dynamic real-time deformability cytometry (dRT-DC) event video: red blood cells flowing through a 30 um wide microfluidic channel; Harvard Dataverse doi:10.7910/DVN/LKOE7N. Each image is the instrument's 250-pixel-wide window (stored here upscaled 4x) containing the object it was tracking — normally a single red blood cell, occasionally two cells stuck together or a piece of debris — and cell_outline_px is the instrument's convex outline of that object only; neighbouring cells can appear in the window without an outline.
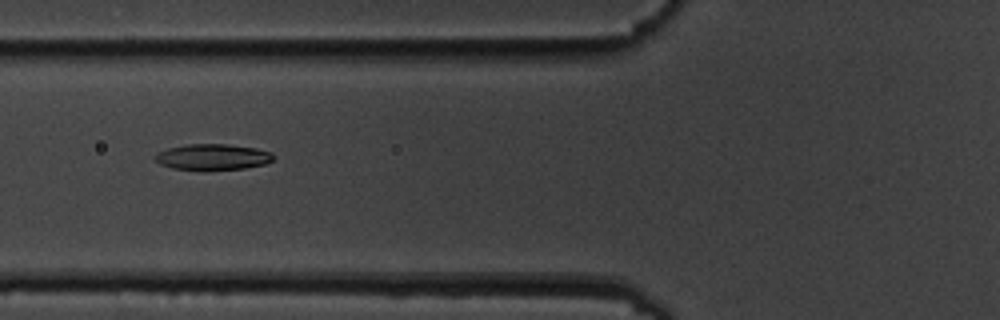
{"species": "common noctule bat (a hibernating species)", "species_latin": "Nyctalus noctula", "temperature_condition": "cold", "stored_images_in_passage": 6, "camera_frame_rate_fps": 3000, "um_per_image_px": 0.085, "animal": {"sex": "male", "body_mass_g": 19.5, "forearm_length_mm": 54.6}, "frame": {"image": 1, "passage_image": 2, "time_ms": 1.0, "image_size_px": [1000, 320], "cell_outline_px": [[272, 160], [264, 164], [244, 168], [204, 172], [172, 168], [160, 164], [156, 160], [156, 152], [168, 148], [188, 144], [228, 144], [256, 148], [272, 152]], "centroid_in_image_um": [18.05, 13.36], "position_along_channel_um": 107.8, "area_um2": 18.26}}
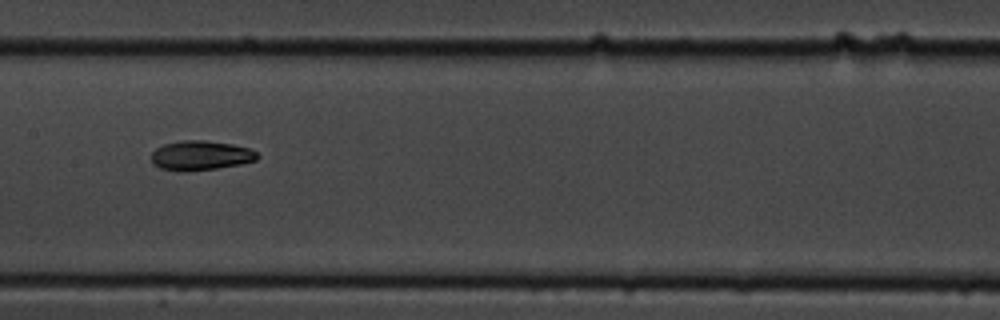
{"frame": {"image": 2, "passage_image": 4, "time_ms": 3.333, "image_size_px": [1000, 320], "cell_outline_px": [[260, 156], [256, 160], [240, 164], [216, 168], [184, 172], [180, 172], [160, 168], [152, 164], [152, 152], [156, 148], [164, 144], [184, 140], [204, 140], [232, 144], [248, 148], [256, 152]], "centroid_in_image_um": [17.03, 13.22], "position_along_channel_um": 190.4, "area_um2": 18.26}}
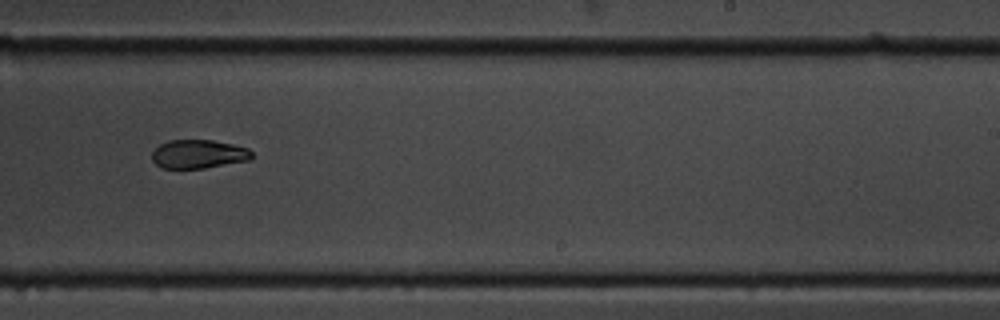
{"frame": {"image": 3, "passage_image": 6, "time_ms": 5.667, "image_size_px": [1000, 320], "cell_outline_px": [[252, 156], [248, 160], [204, 168], [160, 168], [152, 160], [152, 152], [160, 144], [168, 140], [212, 140], [232, 144], [248, 148], [252, 152]], "centroid_in_image_um": [16.84, 13.09], "position_along_channel_um": 272.2, "area_um2": 16.59}}